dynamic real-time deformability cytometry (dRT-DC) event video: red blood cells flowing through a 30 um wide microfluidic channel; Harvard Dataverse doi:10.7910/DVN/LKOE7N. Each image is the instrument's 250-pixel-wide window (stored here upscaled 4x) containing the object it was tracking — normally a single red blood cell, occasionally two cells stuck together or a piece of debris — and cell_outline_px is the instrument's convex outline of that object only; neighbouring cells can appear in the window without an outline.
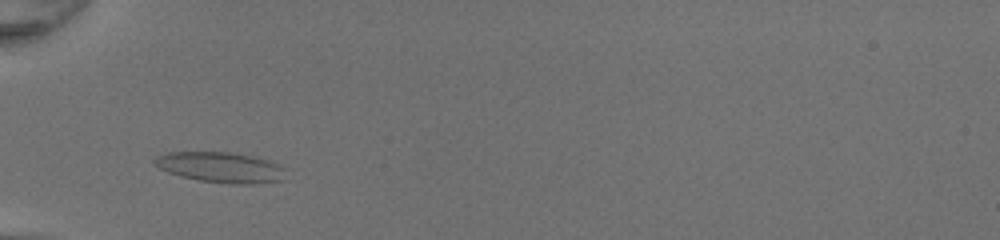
{"species": "common noctule bat (a hibernating species)", "species_latin": "Nyctalus noctula", "temperature_condition": "room temperature", "stored_images_in_passage": 33, "camera_frame_rate_fps": 3000, "um_per_image_px": 0.085, "animal": {"sex": "female", "body_mass_g": 20.0, "forearm_length_mm": 54.0}, "frame": {"image": 1, "passage_image": 7, "time_ms": 2.0, "image_size_px": [1000, 240], "cell_outline_px": [[284, 180], [252, 184], [232, 184], [200, 180], [180, 176], [168, 172], [160, 168], [152, 160], [156, 156], [168, 152], [228, 152], [252, 156], [276, 164], [284, 168]], "centroid_in_image_um": [18.72, 14.22], "position_along_channel_um": 66.3, "area_um2": 23.0}}
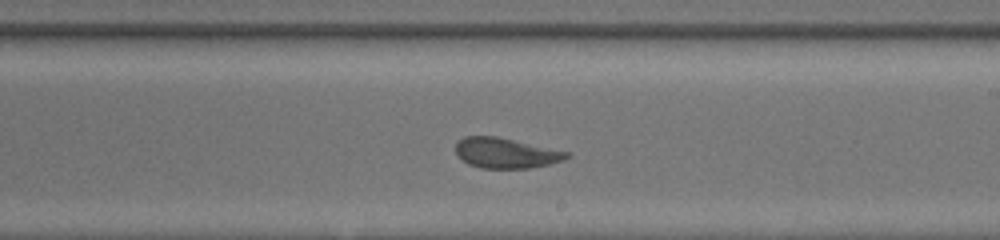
{"frame": {"image": 2, "passage_image": 20, "time_ms": 6.333, "image_size_px": [1000, 240], "cell_outline_px": [[572, 156], [564, 160], [548, 164], [528, 168], [480, 168], [468, 164], [456, 156], [456, 144], [464, 136], [496, 136], [568, 152]], "centroid_in_image_um": [42.96, 13.01], "position_along_channel_um": 246.0, "area_um2": 19.48}}
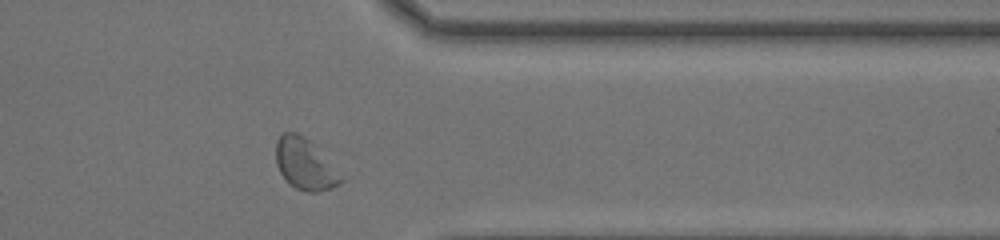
{"frame": {"image": 3, "passage_image": 30, "time_ms": 9.667, "image_size_px": [1000, 240], "cell_outline_px": [[344, 180], [340, 184], [332, 188], [316, 192], [308, 192], [296, 188], [280, 172], [276, 164], [276, 140], [284, 132], [296, 132], [304, 136], [316, 144]], "centroid_in_image_um": [25.93, 13.92], "position_along_channel_um": 385.5, "area_um2": 19.25}, "authors_computed_cell_mechanics": {"area_um2": 20.0566, "velocity_mm_per_s": 4.279, "shape_relaxation_time_tau1_ms": 5.5072, "shape_relaxation_time_tau2_ms": 1.6474, "deformation_change_tau1": 0.1345, "deformation_change_tau2": 0.0749}}